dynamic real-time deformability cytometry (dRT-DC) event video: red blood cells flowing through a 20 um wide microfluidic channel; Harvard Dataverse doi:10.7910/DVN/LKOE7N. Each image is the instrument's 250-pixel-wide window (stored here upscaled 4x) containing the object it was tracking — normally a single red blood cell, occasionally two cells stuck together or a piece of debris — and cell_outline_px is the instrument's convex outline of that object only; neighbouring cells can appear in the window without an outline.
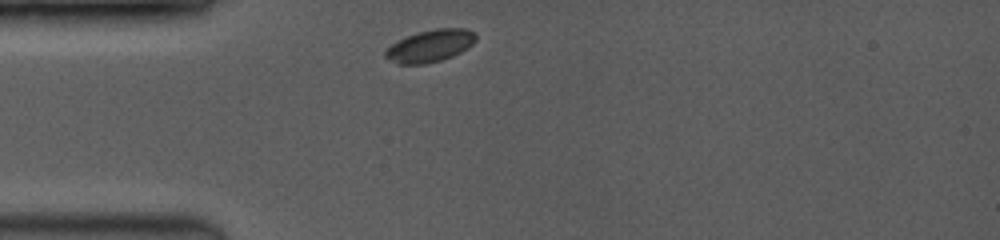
{"species": "common noctule bat (a hibernating species)", "species_latin": "Nyctalus noctula", "temperature_condition": "room temperature", "stored_images_in_passage": 18, "camera_frame_rate_fps": 3500, "um_per_image_px": 0.085, "animal": {"sex": "female", "body_mass_g": 19.0, "forearm_length_mm": 53.3}, "frame": {"image": 1, "passage_image": 1, "time_ms": 0.0, "image_size_px": [1000, 240], "cell_outline_px": [[476, 40], [468, 48], [452, 56], [440, 60], [424, 64], [400, 64], [384, 56], [384, 52], [396, 40], [420, 32], [436, 28], [464, 28], [476, 32]], "centroid_in_image_um": [36.59, 3.89], "position_along_channel_um": 48.4, "area_um2": 16.82}}
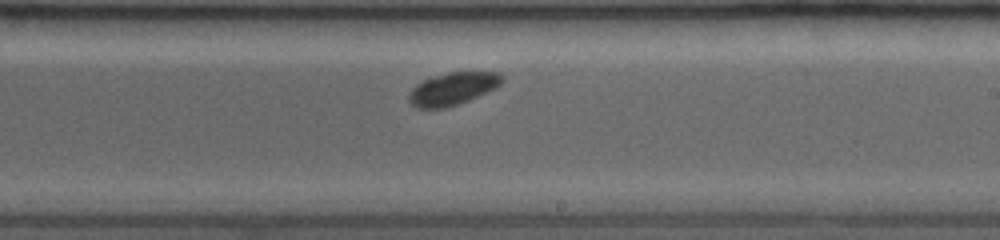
{"frame": {"image": 2, "passage_image": 8, "time_ms": 5.429, "image_size_px": [1000, 240], "cell_outline_px": [[504, 80], [500, 84], [468, 100], [444, 108], [416, 108], [408, 100], [408, 92], [416, 84], [432, 76], [448, 72], [500, 72], [504, 76]], "centroid_in_image_um": [38.43, 7.52], "position_along_channel_um": 250.6, "area_um2": 17.46}}
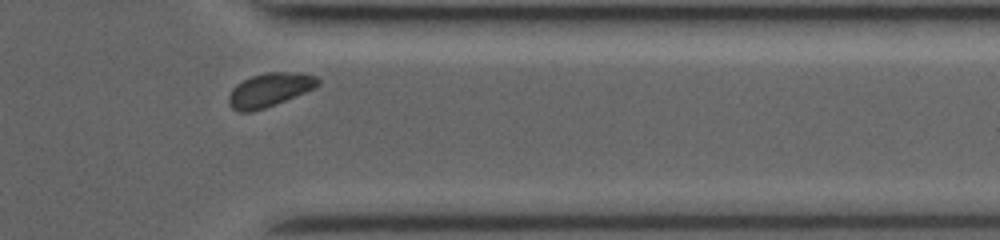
{"frame": {"image": 3, "passage_image": 16, "time_ms": 8.857, "image_size_px": [1000, 240], "cell_outline_px": [[320, 84], [316, 88], [264, 108], [252, 112], [240, 112], [232, 108], [228, 104], [228, 96], [232, 88], [236, 84], [252, 76], [264, 72], [300, 72], [316, 76], [320, 80]], "centroid_in_image_um": [22.92, 7.63], "position_along_channel_um": 388.5, "area_um2": 17.63}}